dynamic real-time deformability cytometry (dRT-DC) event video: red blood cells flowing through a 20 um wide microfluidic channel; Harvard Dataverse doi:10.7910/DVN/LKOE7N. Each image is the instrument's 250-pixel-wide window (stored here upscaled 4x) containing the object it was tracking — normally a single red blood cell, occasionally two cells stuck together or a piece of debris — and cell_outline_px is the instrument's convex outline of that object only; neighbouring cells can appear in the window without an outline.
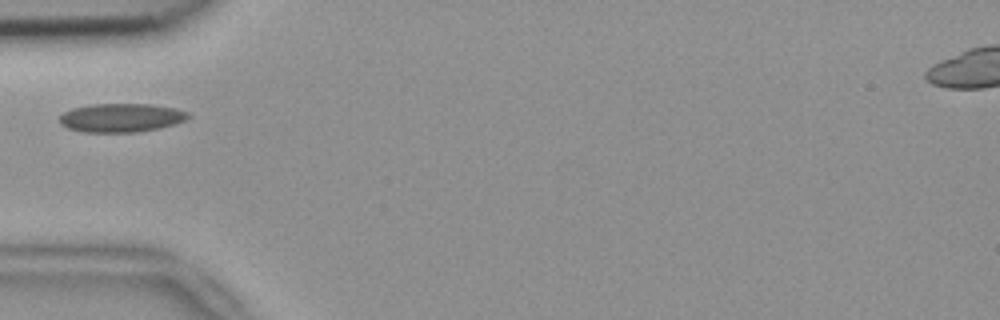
{"species": "common noctule bat (a hibernating species)", "species_latin": "Nyctalus noctula", "temperature_condition": "room temperature", "stored_images_in_passage": 28, "camera_frame_rate_fps": 3000, "um_per_image_px": 0.085, "animal": {"sex": "female", "body_mass_g": 18.4}, "frame": {"image": 1, "passage_image": 1, "time_ms": 0.0, "image_size_px": [1000, 320], "cell_outline_px": [[192, 116], [176, 124], [160, 128], [140, 132], [84, 132], [68, 128], [60, 124], [60, 116], [64, 112], [72, 108], [88, 104], [152, 104], [176, 108], [188, 112]], "centroid_in_image_um": [10.33, 10.0], "position_along_channel_um": 74.7, "area_um2": 21.73}}
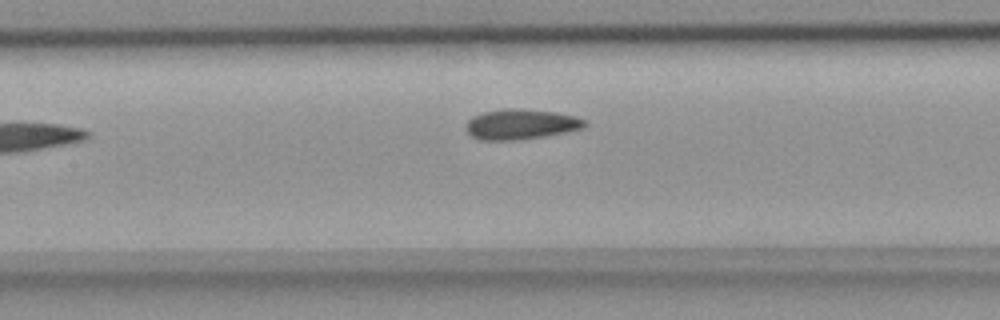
{"frame": {"image": 2, "passage_image": 8, "time_ms": 2.333, "image_size_px": [1000, 320], "cell_outline_px": [[588, 124], [584, 128], [568, 132], [520, 140], [480, 140], [472, 136], [464, 128], [468, 120], [472, 116], [484, 112], [504, 108], [520, 108], [556, 112], [576, 116], [584, 120]], "centroid_in_image_um": [44.28, 10.56], "position_along_channel_um": 163.1, "area_um2": 21.21}}
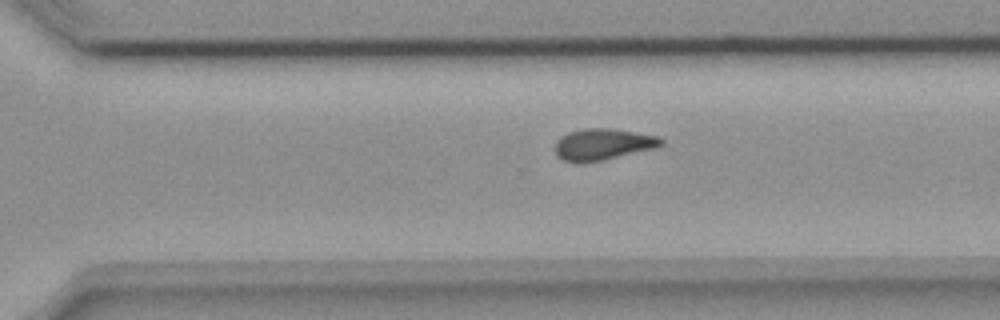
{"frame": {"image": 3, "passage_image": 17, "time_ms": 5.333, "image_size_px": [1000, 320], "cell_outline_px": [[664, 144], [656, 148], [604, 160], [576, 164], [564, 160], [556, 156], [556, 140], [560, 136], [568, 132], [584, 128], [612, 128], [636, 132], [656, 136], [664, 140]], "centroid_in_image_um": [51.23, 12.27], "position_along_channel_um": 319.4, "area_um2": 19.71}}